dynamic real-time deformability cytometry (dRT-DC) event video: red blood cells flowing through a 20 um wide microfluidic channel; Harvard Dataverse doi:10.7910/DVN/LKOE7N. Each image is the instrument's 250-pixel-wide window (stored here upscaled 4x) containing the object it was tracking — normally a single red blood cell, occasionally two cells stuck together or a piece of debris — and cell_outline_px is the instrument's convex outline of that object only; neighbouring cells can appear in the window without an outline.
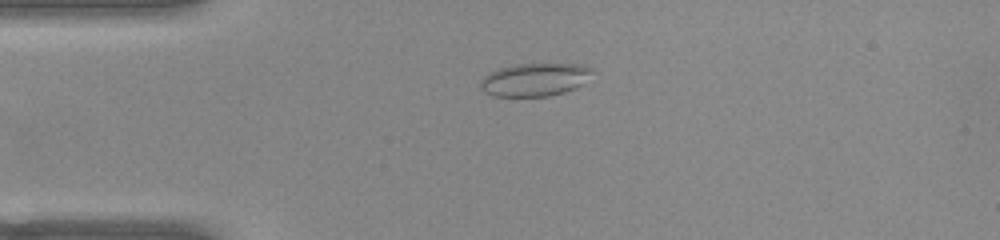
{"species": "common noctule bat (a hibernating species)", "species_latin": "Nyctalus noctula", "temperature_condition": "warm", "stored_images_in_passage": 41, "camera_frame_rate_fps": 3000, "um_per_image_px": 0.085, "animal": {"sex": "female", "body_mass_g": 22.0, "forearm_length_mm": 56.7}, "frame": {"image": 1, "passage_image": 2, "time_ms": 0.333, "image_size_px": [1000, 240], "cell_outline_px": [[592, 72], [584, 84], [576, 88], [564, 92], [548, 96], [492, 96], [484, 92], [480, 88], [480, 80], [484, 76], [500, 68], [512, 64], [580, 64], [592, 68]], "centroid_in_image_um": [45.45, 6.77], "position_along_channel_um": 39.6, "area_um2": 21.56}}
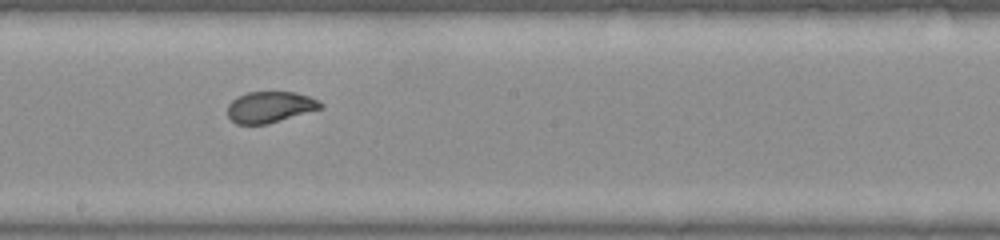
{"frame": {"image": 2, "passage_image": 18, "time_ms": 5.667, "image_size_px": [1000, 240], "cell_outline_px": [[324, 108], [268, 124], [236, 124], [228, 116], [228, 104], [236, 96], [248, 92], [296, 92], [308, 96], [324, 104]], "centroid_in_image_um": [22.96, 9.1], "position_along_channel_um": 225.2, "area_um2": 16.99}}
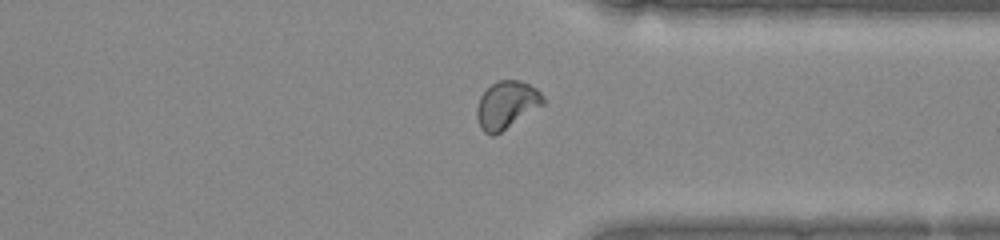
{"frame": {"image": 3, "passage_image": 29, "time_ms": 9.333, "image_size_px": [1000, 240], "cell_outline_px": [[544, 104], [500, 132], [492, 136], [484, 132], [480, 128], [476, 116], [476, 108], [480, 96], [492, 84], [500, 80], [520, 80], [536, 88], [544, 96]], "centroid_in_image_um": [43.04, 8.91], "position_along_channel_um": 368.4, "area_um2": 18.21}}